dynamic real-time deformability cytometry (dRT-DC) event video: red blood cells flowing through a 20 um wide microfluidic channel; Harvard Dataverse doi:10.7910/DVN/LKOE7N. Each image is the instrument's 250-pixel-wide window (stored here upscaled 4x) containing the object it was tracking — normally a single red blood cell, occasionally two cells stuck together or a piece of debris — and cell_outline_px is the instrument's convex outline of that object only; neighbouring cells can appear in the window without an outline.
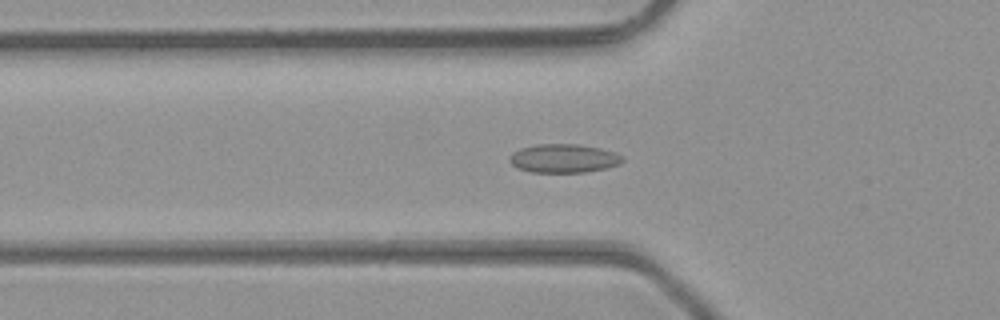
{"species": "common noctule bat (a hibernating species)", "species_latin": "Nyctalus noctula", "temperature_condition": "room temperature", "stored_images_in_passage": 42, "camera_frame_rate_fps": 3000, "um_per_image_px": 0.085, "animal": {"sex": "male", "body_mass_g": 23.1, "forearm_length_mm": 52.7}, "frame": {"image": 1, "passage_image": 11, "time_ms": 3.333, "image_size_px": [1000, 320], "cell_outline_px": [[624, 160], [620, 164], [608, 168], [584, 172], [532, 172], [516, 168], [508, 160], [508, 156], [512, 152], [520, 148], [536, 144], [580, 144], [600, 148], [616, 152], [624, 156]], "centroid_in_image_um": [47.92, 13.45], "position_along_channel_um": 77.9, "area_um2": 19.19}}
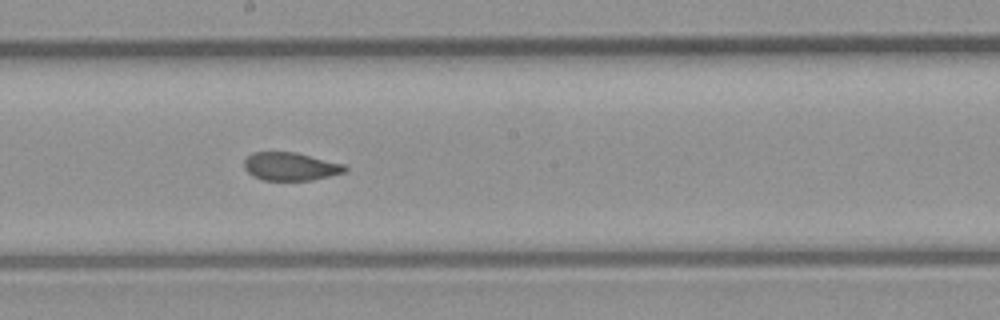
{"frame": {"image": 2, "passage_image": 21, "time_ms": 6.667, "image_size_px": [1000, 320], "cell_outline_px": [[348, 172], [312, 180], [264, 180], [252, 176], [244, 168], [244, 160], [252, 152], [296, 152], [344, 164], [348, 168]], "centroid_in_image_um": [24.71, 14.15], "position_along_channel_um": 223.5, "area_um2": 16.65}}
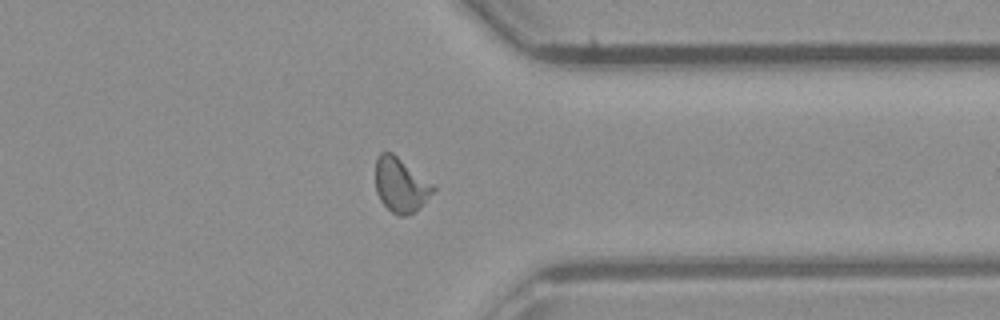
{"frame": {"image": 3, "passage_image": 32, "time_ms": 10.333, "image_size_px": [1000, 320], "cell_outline_px": [[436, 188], [420, 208], [404, 216], [400, 216], [392, 212], [380, 200], [376, 192], [376, 156], [380, 152], [392, 152], [432, 184]], "centroid_in_image_um": [34.03, 15.72], "position_along_channel_um": 377.4, "area_um2": 17.98}, "authors_computed_cell_mechanics": {"area_um2": 17.4845, "velocity_mm_per_s": 4.3311, "shape_relaxation_time_tau1_ms": null, "shape_relaxation_time_tau2_ms": 1.2152, "deformation_change_tau1": null, "deformation_change_tau2": 0.0571}}